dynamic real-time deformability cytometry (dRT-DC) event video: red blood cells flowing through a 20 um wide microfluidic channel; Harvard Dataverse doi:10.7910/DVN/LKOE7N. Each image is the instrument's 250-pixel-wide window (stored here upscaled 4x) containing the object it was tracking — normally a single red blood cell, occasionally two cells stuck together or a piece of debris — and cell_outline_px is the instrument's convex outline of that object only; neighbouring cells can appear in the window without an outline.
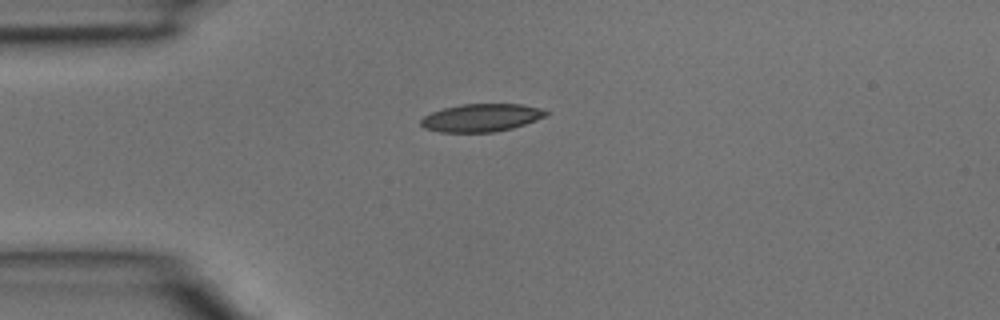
{"species": "common noctule bat (a hibernating species)", "species_latin": "Nyctalus noctula", "temperature_condition": "room temperature", "stored_images_in_passage": 1, "camera_frame_rate_fps": 3000, "um_per_image_px": 0.085, "animal": {"sex": "male", "body_mass_g": 15.6}, "frame": {"image": 1, "passage_image": 1, "time_ms": 0.0, "image_size_px": [1000, 320], "cell_outline_px": [[548, 112], [544, 116], [536, 120], [512, 128], [492, 132], [440, 132], [424, 128], [420, 124], [420, 120], [424, 116], [432, 112], [444, 108], [460, 104], [520, 104], [536, 108]], "centroid_in_image_um": [40.84, 10.01], "position_along_channel_um": 44.2, "area_um2": 20.0}}